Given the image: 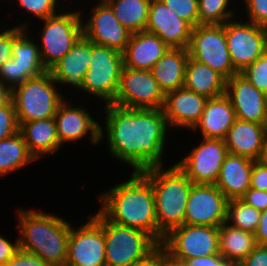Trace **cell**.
I'll return each mask as SVG.
<instances>
[{
  "label": "cell",
  "mask_w": 267,
  "mask_h": 266,
  "mask_svg": "<svg viewBox=\"0 0 267 266\" xmlns=\"http://www.w3.org/2000/svg\"><path fill=\"white\" fill-rule=\"evenodd\" d=\"M105 129L111 156L133 172L163 165L169 124L162 109L125 108L105 104Z\"/></svg>",
  "instance_id": "cell-1"
},
{
  "label": "cell",
  "mask_w": 267,
  "mask_h": 266,
  "mask_svg": "<svg viewBox=\"0 0 267 266\" xmlns=\"http://www.w3.org/2000/svg\"><path fill=\"white\" fill-rule=\"evenodd\" d=\"M128 181L99 195V212L112 223L142 230L158 242L155 198L151 182L141 173L132 172Z\"/></svg>",
  "instance_id": "cell-2"
},
{
  "label": "cell",
  "mask_w": 267,
  "mask_h": 266,
  "mask_svg": "<svg viewBox=\"0 0 267 266\" xmlns=\"http://www.w3.org/2000/svg\"><path fill=\"white\" fill-rule=\"evenodd\" d=\"M19 249L34 253L53 266H65L70 224L54 214L18 210Z\"/></svg>",
  "instance_id": "cell-3"
},
{
  "label": "cell",
  "mask_w": 267,
  "mask_h": 266,
  "mask_svg": "<svg viewBox=\"0 0 267 266\" xmlns=\"http://www.w3.org/2000/svg\"><path fill=\"white\" fill-rule=\"evenodd\" d=\"M152 184L158 225V243L172 229L184 224L188 196L193 182L176 164L165 170L162 166L141 172Z\"/></svg>",
  "instance_id": "cell-4"
},
{
  "label": "cell",
  "mask_w": 267,
  "mask_h": 266,
  "mask_svg": "<svg viewBox=\"0 0 267 266\" xmlns=\"http://www.w3.org/2000/svg\"><path fill=\"white\" fill-rule=\"evenodd\" d=\"M90 216L103 229L106 266H130L147 256L159 245L150 234L112 223L99 211Z\"/></svg>",
  "instance_id": "cell-5"
},
{
  "label": "cell",
  "mask_w": 267,
  "mask_h": 266,
  "mask_svg": "<svg viewBox=\"0 0 267 266\" xmlns=\"http://www.w3.org/2000/svg\"><path fill=\"white\" fill-rule=\"evenodd\" d=\"M57 82L47 71L38 77L26 80L11 90V100L19 126L24 122L53 118L59 104L64 100Z\"/></svg>",
  "instance_id": "cell-6"
},
{
  "label": "cell",
  "mask_w": 267,
  "mask_h": 266,
  "mask_svg": "<svg viewBox=\"0 0 267 266\" xmlns=\"http://www.w3.org/2000/svg\"><path fill=\"white\" fill-rule=\"evenodd\" d=\"M123 53L91 42V60L83 79V91L110 104L118 92Z\"/></svg>",
  "instance_id": "cell-7"
},
{
  "label": "cell",
  "mask_w": 267,
  "mask_h": 266,
  "mask_svg": "<svg viewBox=\"0 0 267 266\" xmlns=\"http://www.w3.org/2000/svg\"><path fill=\"white\" fill-rule=\"evenodd\" d=\"M81 11L57 13L43 19L39 47L41 60L49 71L83 36Z\"/></svg>",
  "instance_id": "cell-8"
},
{
  "label": "cell",
  "mask_w": 267,
  "mask_h": 266,
  "mask_svg": "<svg viewBox=\"0 0 267 266\" xmlns=\"http://www.w3.org/2000/svg\"><path fill=\"white\" fill-rule=\"evenodd\" d=\"M218 243L219 227L183 224L170 230L161 245L171 259L181 262L220 254Z\"/></svg>",
  "instance_id": "cell-9"
},
{
  "label": "cell",
  "mask_w": 267,
  "mask_h": 266,
  "mask_svg": "<svg viewBox=\"0 0 267 266\" xmlns=\"http://www.w3.org/2000/svg\"><path fill=\"white\" fill-rule=\"evenodd\" d=\"M192 59L206 64L226 79L238 74L228 51L225 23L222 25H197L193 28L188 45Z\"/></svg>",
  "instance_id": "cell-10"
},
{
  "label": "cell",
  "mask_w": 267,
  "mask_h": 266,
  "mask_svg": "<svg viewBox=\"0 0 267 266\" xmlns=\"http://www.w3.org/2000/svg\"><path fill=\"white\" fill-rule=\"evenodd\" d=\"M165 94L151 71L122 68L115 105L134 109H162Z\"/></svg>",
  "instance_id": "cell-11"
},
{
  "label": "cell",
  "mask_w": 267,
  "mask_h": 266,
  "mask_svg": "<svg viewBox=\"0 0 267 266\" xmlns=\"http://www.w3.org/2000/svg\"><path fill=\"white\" fill-rule=\"evenodd\" d=\"M225 36L234 69L241 73L267 50V28L253 22H225Z\"/></svg>",
  "instance_id": "cell-12"
},
{
  "label": "cell",
  "mask_w": 267,
  "mask_h": 266,
  "mask_svg": "<svg viewBox=\"0 0 267 266\" xmlns=\"http://www.w3.org/2000/svg\"><path fill=\"white\" fill-rule=\"evenodd\" d=\"M227 154L224 140L202 138L176 165L194 184L215 185Z\"/></svg>",
  "instance_id": "cell-13"
},
{
  "label": "cell",
  "mask_w": 267,
  "mask_h": 266,
  "mask_svg": "<svg viewBox=\"0 0 267 266\" xmlns=\"http://www.w3.org/2000/svg\"><path fill=\"white\" fill-rule=\"evenodd\" d=\"M228 199L213 184H194L186 205L184 224L219 227L227 218Z\"/></svg>",
  "instance_id": "cell-14"
},
{
  "label": "cell",
  "mask_w": 267,
  "mask_h": 266,
  "mask_svg": "<svg viewBox=\"0 0 267 266\" xmlns=\"http://www.w3.org/2000/svg\"><path fill=\"white\" fill-rule=\"evenodd\" d=\"M65 266H106L103 229L91 216L77 230L70 224Z\"/></svg>",
  "instance_id": "cell-15"
},
{
  "label": "cell",
  "mask_w": 267,
  "mask_h": 266,
  "mask_svg": "<svg viewBox=\"0 0 267 266\" xmlns=\"http://www.w3.org/2000/svg\"><path fill=\"white\" fill-rule=\"evenodd\" d=\"M91 12L86 24L82 23L83 36L94 44L123 53L132 33L120 24L108 3H98Z\"/></svg>",
  "instance_id": "cell-16"
},
{
  "label": "cell",
  "mask_w": 267,
  "mask_h": 266,
  "mask_svg": "<svg viewBox=\"0 0 267 266\" xmlns=\"http://www.w3.org/2000/svg\"><path fill=\"white\" fill-rule=\"evenodd\" d=\"M192 30L161 0H151L146 32L159 36L170 48H188Z\"/></svg>",
  "instance_id": "cell-17"
},
{
  "label": "cell",
  "mask_w": 267,
  "mask_h": 266,
  "mask_svg": "<svg viewBox=\"0 0 267 266\" xmlns=\"http://www.w3.org/2000/svg\"><path fill=\"white\" fill-rule=\"evenodd\" d=\"M67 104V105H65ZM85 107L70 106L64 100L59 104L54 116L58 139L64 143L74 142L90 133L91 142L97 144L103 139V130L99 123L94 121Z\"/></svg>",
  "instance_id": "cell-18"
},
{
  "label": "cell",
  "mask_w": 267,
  "mask_h": 266,
  "mask_svg": "<svg viewBox=\"0 0 267 266\" xmlns=\"http://www.w3.org/2000/svg\"><path fill=\"white\" fill-rule=\"evenodd\" d=\"M225 95L230 99L238 119L264 124L266 94L240 73L227 79Z\"/></svg>",
  "instance_id": "cell-19"
},
{
  "label": "cell",
  "mask_w": 267,
  "mask_h": 266,
  "mask_svg": "<svg viewBox=\"0 0 267 266\" xmlns=\"http://www.w3.org/2000/svg\"><path fill=\"white\" fill-rule=\"evenodd\" d=\"M208 98L185 87L168 92L162 107L169 127L193 129L200 120Z\"/></svg>",
  "instance_id": "cell-20"
},
{
  "label": "cell",
  "mask_w": 267,
  "mask_h": 266,
  "mask_svg": "<svg viewBox=\"0 0 267 266\" xmlns=\"http://www.w3.org/2000/svg\"><path fill=\"white\" fill-rule=\"evenodd\" d=\"M91 60V41L82 36L50 70L53 79L83 90V79Z\"/></svg>",
  "instance_id": "cell-21"
},
{
  "label": "cell",
  "mask_w": 267,
  "mask_h": 266,
  "mask_svg": "<svg viewBox=\"0 0 267 266\" xmlns=\"http://www.w3.org/2000/svg\"><path fill=\"white\" fill-rule=\"evenodd\" d=\"M170 49L157 35L146 31L132 33L123 52L124 67L151 71L153 65Z\"/></svg>",
  "instance_id": "cell-22"
},
{
  "label": "cell",
  "mask_w": 267,
  "mask_h": 266,
  "mask_svg": "<svg viewBox=\"0 0 267 266\" xmlns=\"http://www.w3.org/2000/svg\"><path fill=\"white\" fill-rule=\"evenodd\" d=\"M236 119L232 103L224 94L207 100L202 116L192 131L197 132L199 128L202 138L224 140Z\"/></svg>",
  "instance_id": "cell-23"
},
{
  "label": "cell",
  "mask_w": 267,
  "mask_h": 266,
  "mask_svg": "<svg viewBox=\"0 0 267 266\" xmlns=\"http://www.w3.org/2000/svg\"><path fill=\"white\" fill-rule=\"evenodd\" d=\"M254 160L228 153L221 166L215 186L228 200L240 199L250 188Z\"/></svg>",
  "instance_id": "cell-24"
},
{
  "label": "cell",
  "mask_w": 267,
  "mask_h": 266,
  "mask_svg": "<svg viewBox=\"0 0 267 266\" xmlns=\"http://www.w3.org/2000/svg\"><path fill=\"white\" fill-rule=\"evenodd\" d=\"M267 131L263 124L236 119L224 142L228 153L256 161L264 144Z\"/></svg>",
  "instance_id": "cell-25"
},
{
  "label": "cell",
  "mask_w": 267,
  "mask_h": 266,
  "mask_svg": "<svg viewBox=\"0 0 267 266\" xmlns=\"http://www.w3.org/2000/svg\"><path fill=\"white\" fill-rule=\"evenodd\" d=\"M29 152L38 160L44 154H53L62 146L58 139L54 117L24 122L19 126Z\"/></svg>",
  "instance_id": "cell-26"
},
{
  "label": "cell",
  "mask_w": 267,
  "mask_h": 266,
  "mask_svg": "<svg viewBox=\"0 0 267 266\" xmlns=\"http://www.w3.org/2000/svg\"><path fill=\"white\" fill-rule=\"evenodd\" d=\"M187 48H170L152 67L151 73L166 95L184 87Z\"/></svg>",
  "instance_id": "cell-27"
},
{
  "label": "cell",
  "mask_w": 267,
  "mask_h": 266,
  "mask_svg": "<svg viewBox=\"0 0 267 266\" xmlns=\"http://www.w3.org/2000/svg\"><path fill=\"white\" fill-rule=\"evenodd\" d=\"M227 79L206 64L191 57L185 66L184 87L197 94L210 98H217L225 94Z\"/></svg>",
  "instance_id": "cell-28"
},
{
  "label": "cell",
  "mask_w": 267,
  "mask_h": 266,
  "mask_svg": "<svg viewBox=\"0 0 267 266\" xmlns=\"http://www.w3.org/2000/svg\"><path fill=\"white\" fill-rule=\"evenodd\" d=\"M219 252L231 263L239 264L257 246L255 233L234 228L224 222L219 226Z\"/></svg>",
  "instance_id": "cell-29"
},
{
  "label": "cell",
  "mask_w": 267,
  "mask_h": 266,
  "mask_svg": "<svg viewBox=\"0 0 267 266\" xmlns=\"http://www.w3.org/2000/svg\"><path fill=\"white\" fill-rule=\"evenodd\" d=\"M36 161L20 131L0 140V176L22 169Z\"/></svg>",
  "instance_id": "cell-30"
},
{
  "label": "cell",
  "mask_w": 267,
  "mask_h": 266,
  "mask_svg": "<svg viewBox=\"0 0 267 266\" xmlns=\"http://www.w3.org/2000/svg\"><path fill=\"white\" fill-rule=\"evenodd\" d=\"M151 0H111L108 4L120 24L131 33L143 32L148 23Z\"/></svg>",
  "instance_id": "cell-31"
},
{
  "label": "cell",
  "mask_w": 267,
  "mask_h": 266,
  "mask_svg": "<svg viewBox=\"0 0 267 266\" xmlns=\"http://www.w3.org/2000/svg\"><path fill=\"white\" fill-rule=\"evenodd\" d=\"M260 216V211L245 204L240 199L228 200L226 222L232 221L230 226L255 233Z\"/></svg>",
  "instance_id": "cell-32"
},
{
  "label": "cell",
  "mask_w": 267,
  "mask_h": 266,
  "mask_svg": "<svg viewBox=\"0 0 267 266\" xmlns=\"http://www.w3.org/2000/svg\"><path fill=\"white\" fill-rule=\"evenodd\" d=\"M41 74L33 64L19 62L14 57L5 61L0 67V81L10 90Z\"/></svg>",
  "instance_id": "cell-33"
},
{
  "label": "cell",
  "mask_w": 267,
  "mask_h": 266,
  "mask_svg": "<svg viewBox=\"0 0 267 266\" xmlns=\"http://www.w3.org/2000/svg\"><path fill=\"white\" fill-rule=\"evenodd\" d=\"M230 0H198V25H222L233 19L234 11L228 9Z\"/></svg>",
  "instance_id": "cell-34"
},
{
  "label": "cell",
  "mask_w": 267,
  "mask_h": 266,
  "mask_svg": "<svg viewBox=\"0 0 267 266\" xmlns=\"http://www.w3.org/2000/svg\"><path fill=\"white\" fill-rule=\"evenodd\" d=\"M28 29L23 30L17 38L13 41L12 57L16 58L19 62L33 64L42 74L47 70L44 67L39 46L37 43L30 40Z\"/></svg>",
  "instance_id": "cell-35"
},
{
  "label": "cell",
  "mask_w": 267,
  "mask_h": 266,
  "mask_svg": "<svg viewBox=\"0 0 267 266\" xmlns=\"http://www.w3.org/2000/svg\"><path fill=\"white\" fill-rule=\"evenodd\" d=\"M240 74L259 91L267 94V50Z\"/></svg>",
  "instance_id": "cell-36"
},
{
  "label": "cell",
  "mask_w": 267,
  "mask_h": 266,
  "mask_svg": "<svg viewBox=\"0 0 267 266\" xmlns=\"http://www.w3.org/2000/svg\"><path fill=\"white\" fill-rule=\"evenodd\" d=\"M193 28L198 25V0H161Z\"/></svg>",
  "instance_id": "cell-37"
},
{
  "label": "cell",
  "mask_w": 267,
  "mask_h": 266,
  "mask_svg": "<svg viewBox=\"0 0 267 266\" xmlns=\"http://www.w3.org/2000/svg\"><path fill=\"white\" fill-rule=\"evenodd\" d=\"M19 131L17 114L12 100L0 105V140Z\"/></svg>",
  "instance_id": "cell-38"
},
{
  "label": "cell",
  "mask_w": 267,
  "mask_h": 266,
  "mask_svg": "<svg viewBox=\"0 0 267 266\" xmlns=\"http://www.w3.org/2000/svg\"><path fill=\"white\" fill-rule=\"evenodd\" d=\"M20 7L25 9L29 14L39 19H46L57 14L56 5L58 0H16Z\"/></svg>",
  "instance_id": "cell-39"
},
{
  "label": "cell",
  "mask_w": 267,
  "mask_h": 266,
  "mask_svg": "<svg viewBox=\"0 0 267 266\" xmlns=\"http://www.w3.org/2000/svg\"><path fill=\"white\" fill-rule=\"evenodd\" d=\"M26 28L27 25L21 24L0 33V67L5 61L12 58L13 41Z\"/></svg>",
  "instance_id": "cell-40"
},
{
  "label": "cell",
  "mask_w": 267,
  "mask_h": 266,
  "mask_svg": "<svg viewBox=\"0 0 267 266\" xmlns=\"http://www.w3.org/2000/svg\"><path fill=\"white\" fill-rule=\"evenodd\" d=\"M243 2L246 5L249 22L267 28V0H243Z\"/></svg>",
  "instance_id": "cell-41"
},
{
  "label": "cell",
  "mask_w": 267,
  "mask_h": 266,
  "mask_svg": "<svg viewBox=\"0 0 267 266\" xmlns=\"http://www.w3.org/2000/svg\"><path fill=\"white\" fill-rule=\"evenodd\" d=\"M3 266H53L34 253L19 249L17 253Z\"/></svg>",
  "instance_id": "cell-42"
},
{
  "label": "cell",
  "mask_w": 267,
  "mask_h": 266,
  "mask_svg": "<svg viewBox=\"0 0 267 266\" xmlns=\"http://www.w3.org/2000/svg\"><path fill=\"white\" fill-rule=\"evenodd\" d=\"M168 262V253L165 248L159 244L144 258L136 261L130 266H166Z\"/></svg>",
  "instance_id": "cell-43"
},
{
  "label": "cell",
  "mask_w": 267,
  "mask_h": 266,
  "mask_svg": "<svg viewBox=\"0 0 267 266\" xmlns=\"http://www.w3.org/2000/svg\"><path fill=\"white\" fill-rule=\"evenodd\" d=\"M240 200L260 212L267 209V191L249 188Z\"/></svg>",
  "instance_id": "cell-44"
},
{
  "label": "cell",
  "mask_w": 267,
  "mask_h": 266,
  "mask_svg": "<svg viewBox=\"0 0 267 266\" xmlns=\"http://www.w3.org/2000/svg\"><path fill=\"white\" fill-rule=\"evenodd\" d=\"M183 266H239L226 261L221 254L202 256L181 261Z\"/></svg>",
  "instance_id": "cell-45"
},
{
  "label": "cell",
  "mask_w": 267,
  "mask_h": 266,
  "mask_svg": "<svg viewBox=\"0 0 267 266\" xmlns=\"http://www.w3.org/2000/svg\"><path fill=\"white\" fill-rule=\"evenodd\" d=\"M250 188L267 191V166L254 161L251 171Z\"/></svg>",
  "instance_id": "cell-46"
},
{
  "label": "cell",
  "mask_w": 267,
  "mask_h": 266,
  "mask_svg": "<svg viewBox=\"0 0 267 266\" xmlns=\"http://www.w3.org/2000/svg\"><path fill=\"white\" fill-rule=\"evenodd\" d=\"M239 266H267V246L257 245Z\"/></svg>",
  "instance_id": "cell-47"
},
{
  "label": "cell",
  "mask_w": 267,
  "mask_h": 266,
  "mask_svg": "<svg viewBox=\"0 0 267 266\" xmlns=\"http://www.w3.org/2000/svg\"><path fill=\"white\" fill-rule=\"evenodd\" d=\"M19 250V239L11 243L5 237L0 235V265L3 266Z\"/></svg>",
  "instance_id": "cell-48"
},
{
  "label": "cell",
  "mask_w": 267,
  "mask_h": 266,
  "mask_svg": "<svg viewBox=\"0 0 267 266\" xmlns=\"http://www.w3.org/2000/svg\"><path fill=\"white\" fill-rule=\"evenodd\" d=\"M257 245L267 246V209L261 212L258 228L255 232Z\"/></svg>",
  "instance_id": "cell-49"
},
{
  "label": "cell",
  "mask_w": 267,
  "mask_h": 266,
  "mask_svg": "<svg viewBox=\"0 0 267 266\" xmlns=\"http://www.w3.org/2000/svg\"><path fill=\"white\" fill-rule=\"evenodd\" d=\"M11 100V90L0 81V105Z\"/></svg>",
  "instance_id": "cell-50"
},
{
  "label": "cell",
  "mask_w": 267,
  "mask_h": 266,
  "mask_svg": "<svg viewBox=\"0 0 267 266\" xmlns=\"http://www.w3.org/2000/svg\"><path fill=\"white\" fill-rule=\"evenodd\" d=\"M256 161L259 162L260 164L264 165V166H267V135H266V138L264 140V144L262 146V149L260 151V155Z\"/></svg>",
  "instance_id": "cell-51"
},
{
  "label": "cell",
  "mask_w": 267,
  "mask_h": 266,
  "mask_svg": "<svg viewBox=\"0 0 267 266\" xmlns=\"http://www.w3.org/2000/svg\"><path fill=\"white\" fill-rule=\"evenodd\" d=\"M166 266H183L181 262H177L168 256V262Z\"/></svg>",
  "instance_id": "cell-52"
},
{
  "label": "cell",
  "mask_w": 267,
  "mask_h": 266,
  "mask_svg": "<svg viewBox=\"0 0 267 266\" xmlns=\"http://www.w3.org/2000/svg\"><path fill=\"white\" fill-rule=\"evenodd\" d=\"M267 131V94H266V102H265V118H264V124Z\"/></svg>",
  "instance_id": "cell-53"
},
{
  "label": "cell",
  "mask_w": 267,
  "mask_h": 266,
  "mask_svg": "<svg viewBox=\"0 0 267 266\" xmlns=\"http://www.w3.org/2000/svg\"><path fill=\"white\" fill-rule=\"evenodd\" d=\"M101 4L109 3L111 0H99Z\"/></svg>",
  "instance_id": "cell-54"
}]
</instances>
